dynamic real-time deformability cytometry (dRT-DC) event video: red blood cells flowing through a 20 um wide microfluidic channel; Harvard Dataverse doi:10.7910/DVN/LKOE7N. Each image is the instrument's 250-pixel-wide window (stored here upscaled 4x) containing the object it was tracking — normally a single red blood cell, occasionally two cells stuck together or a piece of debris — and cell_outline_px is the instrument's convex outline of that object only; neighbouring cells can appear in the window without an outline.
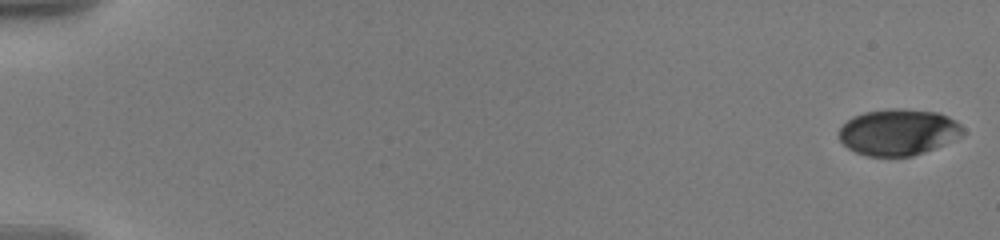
{"species": "human", "species_latin": "Homo sapiens", "temperature_condition": "warm", "stored_images_in_passage": 20, "camera_frame_rate_fps": 3000, "um_per_image_px": 0.085, "donor": {"sex": "male"}, "frame": {"image": 1, "passage_image": 1, "time_ms": 0.0, "image_size_px": [1000, 240], "cell_outline_px": [[964, 136], [924, 152], [912, 156], [868, 156], [856, 152], [848, 148], [840, 140], [840, 128], [852, 116], [864, 112], [892, 108], [900, 108], [936, 112], [948, 116], [956, 120], [964, 128]], "centroid_in_image_um": [76.39, 11.22], "position_along_channel_um": 8.6, "area_um2": 33.47}}
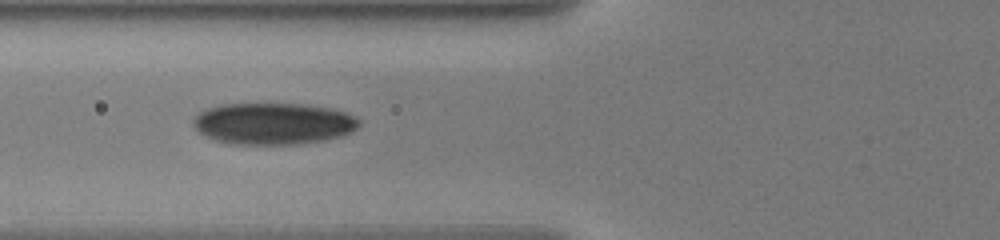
{"frame": {"image": 2, "passage_image": 17, "time_ms": 7.667, "image_size_px": [1000, 240], "cell_outline_px": [[360, 124], [356, 128], [340, 136], [324, 140], [300, 144], [232, 144], [216, 140], [200, 132], [192, 124], [192, 120], [200, 112], [208, 108], [220, 104], [300, 104], [328, 108], [344, 112], [360, 120]], "centroid_in_image_um": [23.2, 10.51], "position_along_channel_um": 102.6, "area_um2": 39.82}}
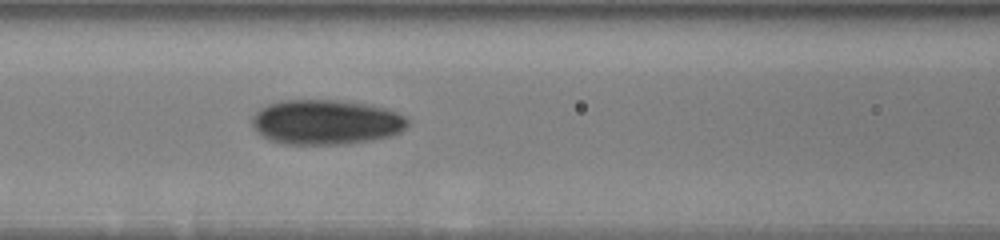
{"frame": {"image": 3, "passage_image": 20, "time_ms": 8.667, "image_size_px": [1000, 240], "cell_outline_px": [[412, 120], [400, 132], [388, 136], [372, 140], [348, 144], [284, 144], [268, 140], [256, 132], [252, 124], [252, 116], [260, 108], [268, 104], [280, 100], [336, 100], [372, 104], [408, 116]], "centroid_in_image_um": [27.71, 10.38], "position_along_channel_um": 138.9, "area_um2": 41.15}}